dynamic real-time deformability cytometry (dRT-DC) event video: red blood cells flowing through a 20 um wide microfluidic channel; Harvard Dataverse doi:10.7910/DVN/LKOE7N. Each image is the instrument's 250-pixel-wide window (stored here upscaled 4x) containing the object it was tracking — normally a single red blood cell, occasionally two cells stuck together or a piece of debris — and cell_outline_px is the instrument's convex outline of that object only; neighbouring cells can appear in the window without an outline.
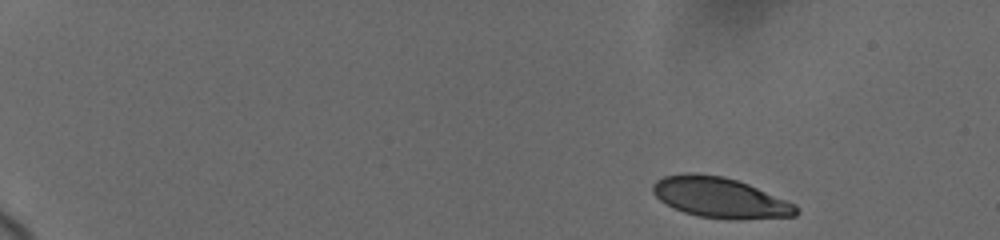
{"species": "human", "species_latin": "Homo sapiens", "temperature_condition": "cold", "stored_images_in_passage": 6, "camera_frame_rate_fps": 3000, "um_per_image_px": 0.085, "donor": {"sex": "female"}, "frame": {"image": 1, "passage_image": 1, "time_ms": 0.0, "image_size_px": [1000, 240], "cell_outline_px": [[800, 212], [796, 216], [740, 220], [732, 220], [696, 216], [672, 208], [660, 200], [652, 192], [652, 184], [656, 180], [664, 176], [684, 172], [696, 172], [724, 176], [748, 184], [796, 204]], "centroid_in_image_um": [61.19, 16.8], "position_along_channel_um": 23.8, "area_um2": 34.28}}
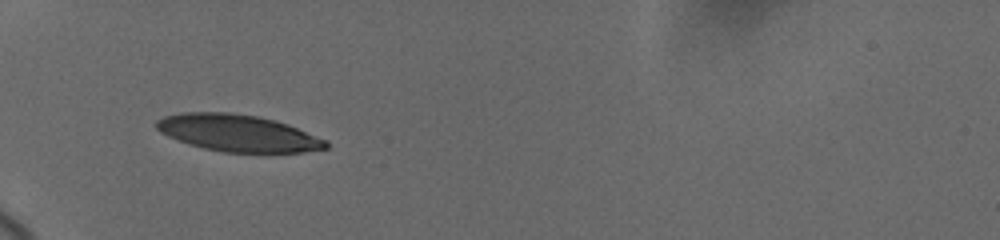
{"frame": {"image": 2, "passage_image": 5, "time_ms": 4.667, "image_size_px": [1000, 240], "cell_outline_px": [[328, 148], [304, 152], [224, 152], [204, 148], [188, 144], [168, 136], [160, 132], [156, 128], [156, 120], [164, 116], [180, 112], [228, 112], [256, 116], [276, 120], [288, 124], [328, 140]], "centroid_in_image_um": [20.23, 11.3], "position_along_channel_um": 64.8, "area_um2": 36.47}}